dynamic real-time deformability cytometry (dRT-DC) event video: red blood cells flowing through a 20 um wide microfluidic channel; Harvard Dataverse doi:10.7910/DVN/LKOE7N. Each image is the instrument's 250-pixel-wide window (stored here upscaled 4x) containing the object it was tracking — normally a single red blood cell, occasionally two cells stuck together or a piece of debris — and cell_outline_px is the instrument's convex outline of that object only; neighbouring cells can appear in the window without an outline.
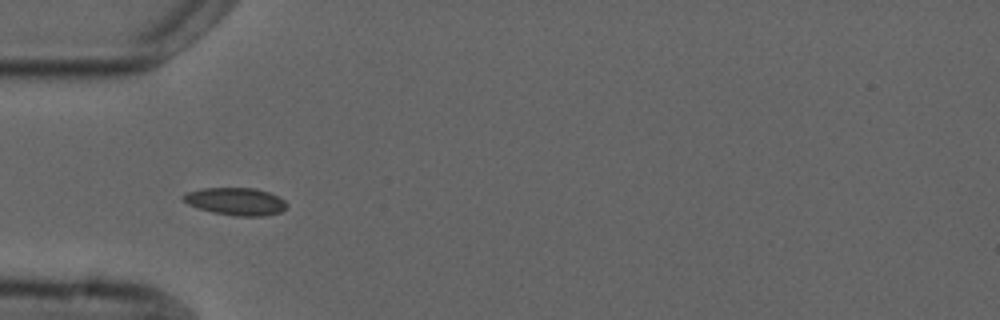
{"species": "common noctule bat (a hibernating species)", "species_latin": "Nyctalus noctula", "temperature_condition": "cold", "stored_images_in_passage": 8, "camera_frame_rate_fps": 3000, "um_per_image_px": 0.085, "animal": {"sex": "male", "forearm_length_mm": 52.5}, "frame": {"image": 1, "passage_image": 4, "time_ms": 3.667, "image_size_px": [1000, 320], "cell_outline_px": [[288, 208], [280, 212], [264, 216], [236, 216], [212, 212], [188, 204], [180, 196], [188, 192], [204, 188], [256, 188], [280, 196], [288, 204]], "centroid_in_image_um": [20.09, 17.12], "position_along_channel_um": 64.9, "area_um2": 16.65}}
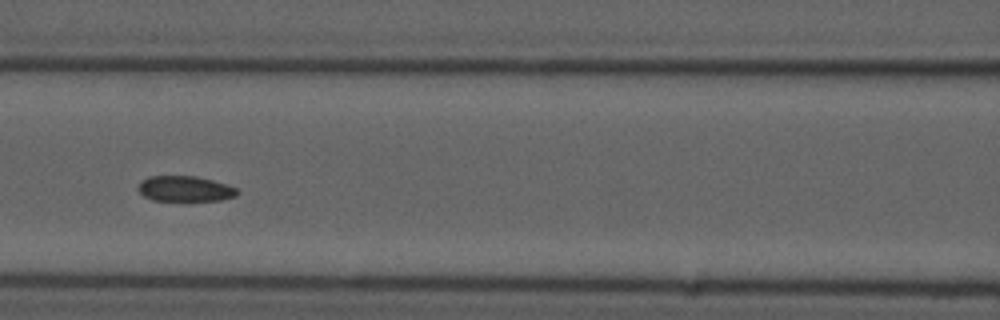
{"frame": {"image": 2, "passage_image": 6, "time_ms": 6.0, "image_size_px": [1000, 320], "cell_outline_px": [[240, 192], [236, 196], [220, 200], [152, 200], [144, 196], [136, 188], [140, 180], [148, 176], [196, 176], [228, 184], [236, 188]], "centroid_in_image_um": [15.71, 16.03], "position_along_channel_um": 150.9, "area_um2": 14.8}}
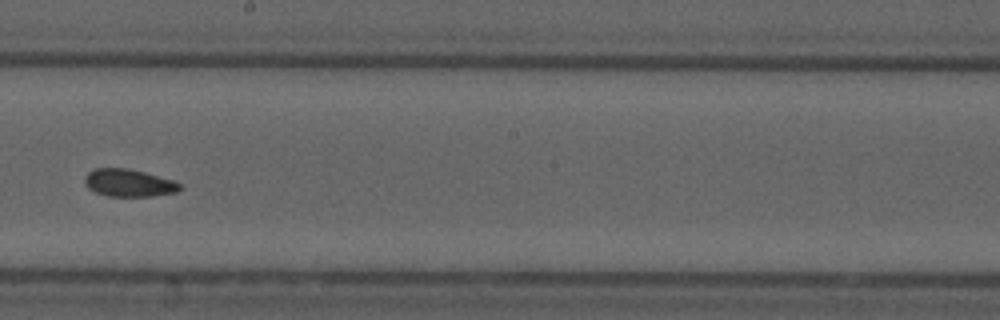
{"frame": {"image": 3, "passage_image": 8, "time_ms": 8.333, "image_size_px": [1000, 320], "cell_outline_px": [[184, 188], [176, 192], [152, 196], [108, 196], [96, 192], [88, 188], [84, 184], [84, 176], [88, 172], [96, 168], [128, 168], [144, 172], [172, 180], [180, 184]], "centroid_in_image_um": [10.93, 15.54], "position_along_channel_um": 237.3, "area_um2": 15.26}}